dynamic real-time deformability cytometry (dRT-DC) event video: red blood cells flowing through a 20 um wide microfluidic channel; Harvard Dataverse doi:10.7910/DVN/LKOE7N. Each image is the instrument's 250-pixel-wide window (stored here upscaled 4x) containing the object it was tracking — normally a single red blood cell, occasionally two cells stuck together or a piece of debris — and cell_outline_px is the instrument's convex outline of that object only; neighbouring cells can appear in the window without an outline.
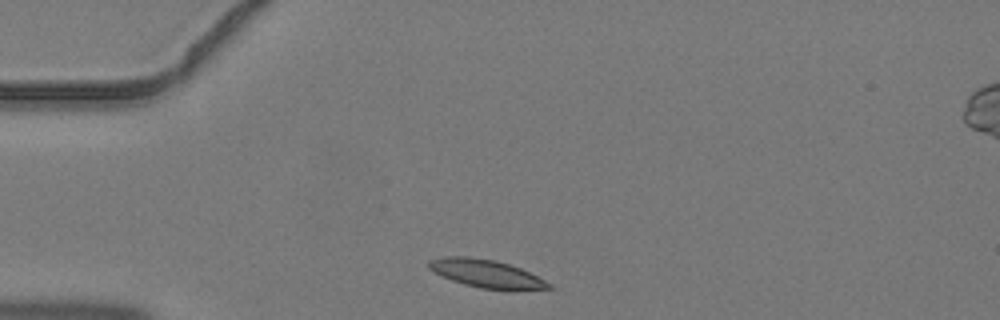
{"species": "common noctule bat (a hibernating species)", "species_latin": "Nyctalus noctula", "temperature_condition": "warm", "stored_images_in_passage": 2, "camera_frame_rate_fps": 3000, "um_per_image_px": 0.085, "animal": {"sex": "male", "body_mass_g": 19.2, "forearm_length_mm": 51.8}, "frame": {"image": 1, "passage_image": 1, "time_ms": 0.0, "image_size_px": [1000, 320], "cell_outline_px": [[552, 288], [512, 292], [508, 292], [480, 288], [464, 284], [452, 280], [428, 268], [428, 260], [444, 256], [468, 256], [496, 260], [520, 268], [552, 284]], "centroid_in_image_um": [41.38, 23.29], "position_along_channel_um": 43.6, "area_um2": 19.94}}